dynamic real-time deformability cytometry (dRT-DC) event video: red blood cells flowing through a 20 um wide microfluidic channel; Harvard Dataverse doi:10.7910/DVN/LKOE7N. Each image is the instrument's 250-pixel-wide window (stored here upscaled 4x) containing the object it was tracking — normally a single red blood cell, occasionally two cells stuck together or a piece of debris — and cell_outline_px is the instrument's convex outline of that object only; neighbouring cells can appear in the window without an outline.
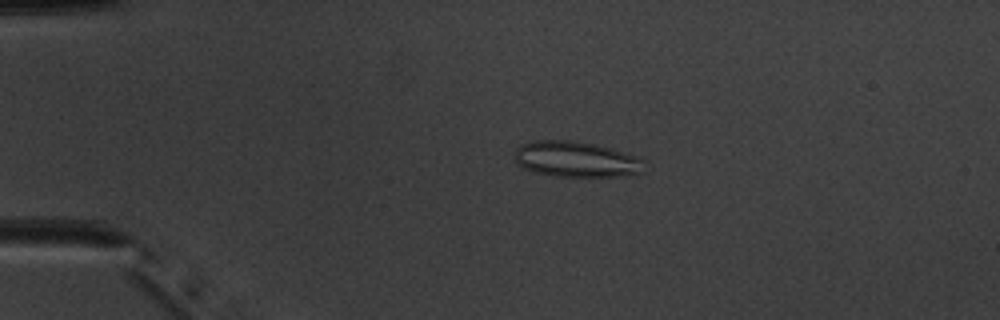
{"species": "common noctule bat (a hibernating species)", "species_latin": "Nyctalus noctula", "temperature_condition": "warm", "stored_images_in_passage": 43, "camera_frame_rate_fps": 3000, "um_per_image_px": 0.085, "animal": {"sex": "male", "body_mass_g": 20.1, "forearm_length_mm": 53.5}, "frame": {"image": 1, "passage_image": 3, "time_ms": 0.667, "image_size_px": [1000, 320], "cell_outline_px": [[648, 160], [640, 172], [632, 176], [552, 176], [536, 172], [524, 168], [516, 164], [516, 148], [520, 144], [532, 140], [572, 140], [596, 144], [612, 148], [640, 156]], "centroid_in_image_um": [49.03, 13.53], "position_along_channel_um": 36.0, "area_um2": 27.46}}
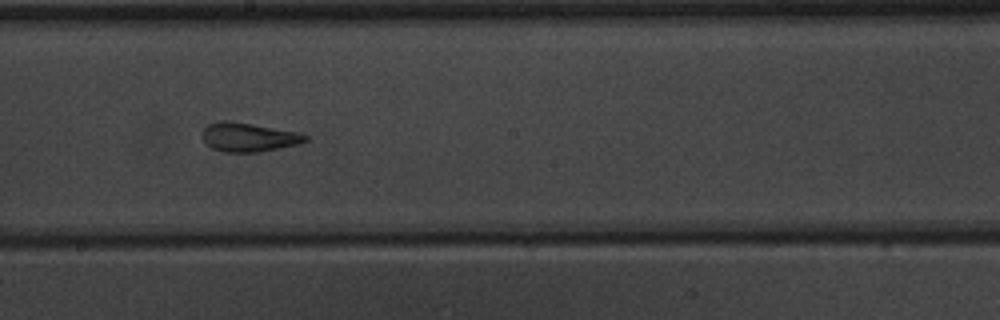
{"frame": {"image": 2, "passage_image": 21, "time_ms": 6.667, "image_size_px": [1000, 320], "cell_outline_px": [[308, 140], [300, 144], [260, 152], [224, 152], [212, 148], [204, 144], [200, 136], [200, 132], [208, 124], [220, 120], [224, 120], [252, 124], [300, 132], [308, 136]], "centroid_in_image_um": [21.09, 11.66], "position_along_channel_um": 227.1, "area_um2": 17.74}}
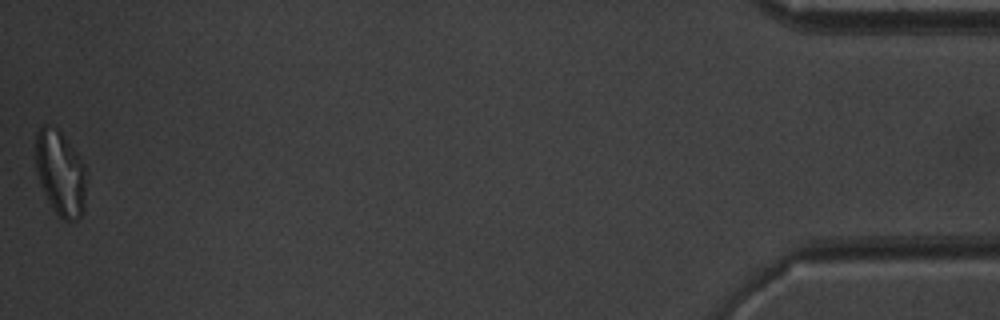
{"frame": {"image": 3, "passage_image": 43, "time_ms": 14.0, "image_size_px": [1000, 320], "cell_outline_px": [[84, 212], [76, 220], [64, 220], [52, 208], [40, 184], [36, 168], [36, 132], [44, 124], [48, 124], [60, 132], [76, 152], [84, 164]], "centroid_in_image_um": [5.11, 14.71], "position_along_channel_um": 430.1, "area_um2": 24.57}, "authors_computed_cell_mechanics": {"area_um2": 19.3052, "velocity_mm_per_s": 3.951, "shape_relaxation_time_tau1_ms": null, "shape_relaxation_time_tau2_ms": 1.3435, "deformation_change_tau1": null, "deformation_change_tau2": 0.109}}